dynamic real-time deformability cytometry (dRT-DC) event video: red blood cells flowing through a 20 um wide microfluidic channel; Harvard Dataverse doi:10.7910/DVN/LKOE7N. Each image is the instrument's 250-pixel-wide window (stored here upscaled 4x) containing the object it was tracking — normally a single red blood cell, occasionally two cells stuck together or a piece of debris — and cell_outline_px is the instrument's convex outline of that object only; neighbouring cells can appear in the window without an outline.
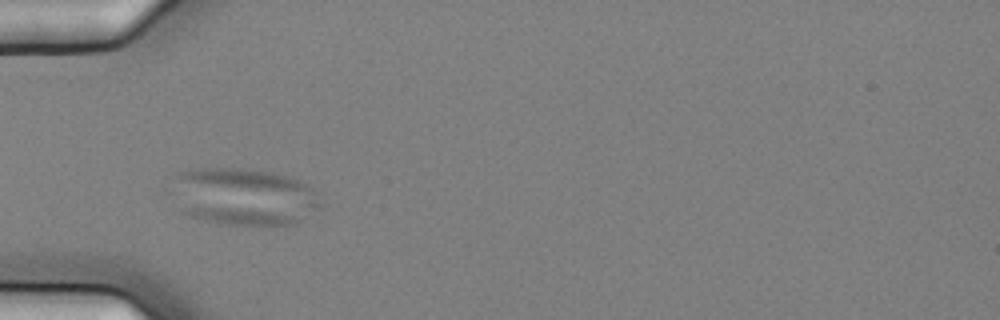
{"species": "common noctule bat (a hibernating species)", "species_latin": "Nyctalus noctula", "temperature_condition": "cold", "stored_images_in_passage": 3, "camera_frame_rate_fps": 3000, "um_per_image_px": 0.085, "animal": {"sex": "female", "body_mass_g": 25.1}, "frame": {"image": 1, "passage_image": 3, "time_ms": 0.667, "image_size_px": [1000, 320], "cell_outline_px": [[320, 208], [296, 224], [276, 228], [232, 224], [208, 220], [192, 216], [180, 212], [176, 180], [176, 172], [192, 168], [244, 168], [272, 172], [288, 176], [300, 180], [308, 184], [320, 192]], "centroid_in_image_um": [20.86, 16.73], "position_along_channel_um": 64.1, "area_um2": 50.34}}